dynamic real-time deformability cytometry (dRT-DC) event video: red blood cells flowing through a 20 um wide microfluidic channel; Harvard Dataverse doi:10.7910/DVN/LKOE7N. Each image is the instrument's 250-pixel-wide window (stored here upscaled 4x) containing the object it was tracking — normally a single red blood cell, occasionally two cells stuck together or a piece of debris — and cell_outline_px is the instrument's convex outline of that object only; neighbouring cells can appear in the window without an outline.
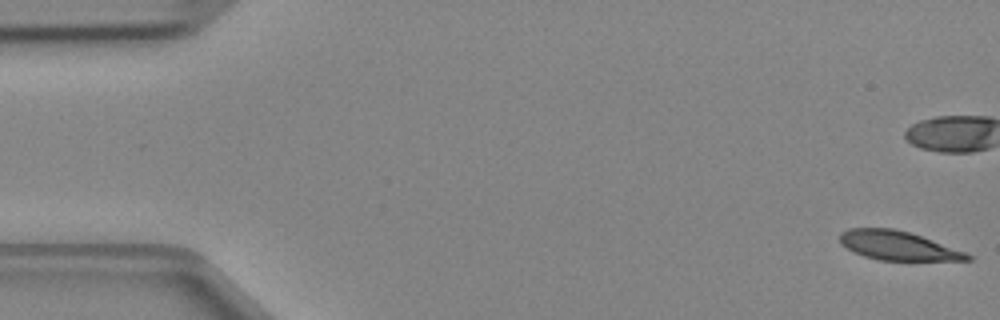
{"species": "Egyptian fruit bat (a non-hibernating species)", "species_latin": "Rousettus aegyptiacus", "temperature_condition": "cold", "stored_images_in_passage": 11, "camera_frame_rate_fps": 3000, "um_per_image_px": 0.085, "animal": {"sex": "female"}, "frame": {"image": 1, "passage_image": 1, "time_ms": 0.0, "image_size_px": [1000, 320], "cell_outline_px": [[972, 260], [880, 260], [864, 256], [840, 244], [840, 232], [848, 228], [892, 228], [908, 232], [920, 236], [964, 252], [972, 256]], "centroid_in_image_um": [76.26, 20.87], "position_along_channel_um": 8.7, "area_um2": 21.1}}